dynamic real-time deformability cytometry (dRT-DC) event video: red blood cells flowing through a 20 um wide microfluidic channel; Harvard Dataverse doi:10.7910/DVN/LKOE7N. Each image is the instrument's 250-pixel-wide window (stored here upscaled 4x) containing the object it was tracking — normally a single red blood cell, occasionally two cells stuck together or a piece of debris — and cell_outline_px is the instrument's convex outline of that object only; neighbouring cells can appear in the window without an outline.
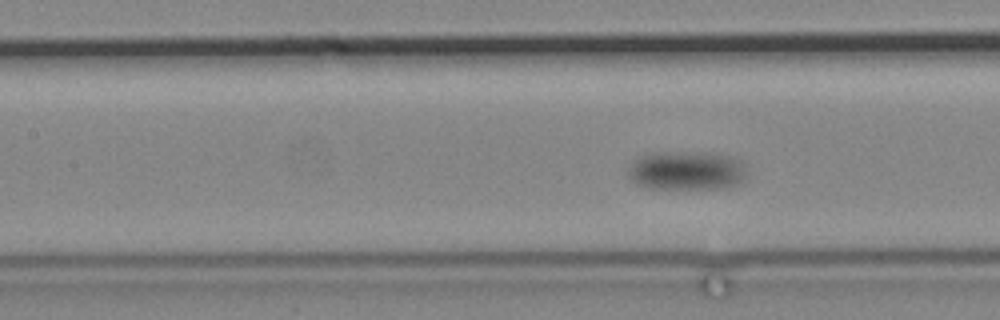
{"species": "common noctule bat (a hibernating species)", "species_latin": "Nyctalus noctula", "temperature_condition": "cold", "stored_images_in_passage": 58, "camera_frame_rate_fps": 3000, "um_per_image_px": 0.085, "animal": {"sex": "male", "body_mass_g": 19.2, "forearm_length_mm": 51.8}, "frame": {"image": 1, "passage_image": 19, "time_ms": 6.0, "image_size_px": [1000, 320], "cell_outline_px": [[744, 172], [740, 180], [736, 184], [724, 188], [648, 188], [636, 184], [628, 176], [628, 168], [632, 160], [636, 156], [656, 152], [712, 152], [728, 156], [740, 160]], "centroid_in_image_um": [58.25, 14.48], "position_along_channel_um": 149.1, "area_um2": 26.88}}
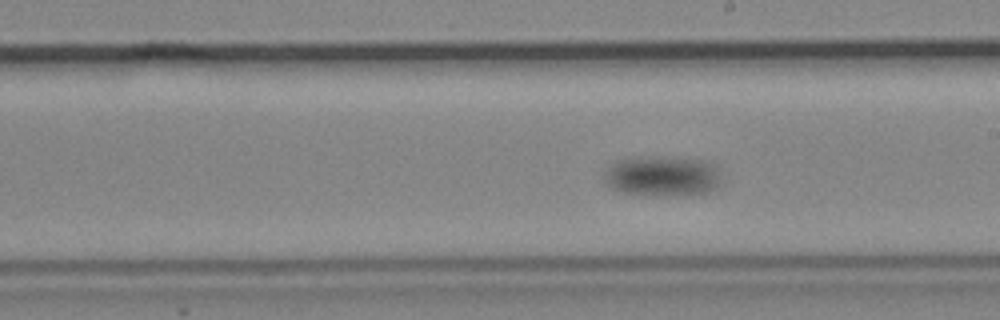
{"frame": {"image": 2, "passage_image": 30, "time_ms": 9.667, "image_size_px": [1000, 320], "cell_outline_px": [[720, 188], [708, 192], [688, 196], [624, 192], [612, 188], [604, 180], [604, 168], [616, 160], [628, 156], [652, 156], [712, 160], [716, 164], [720, 172]], "centroid_in_image_um": [56.35, 14.92], "position_along_channel_um": 232.6, "area_um2": 28.32}}
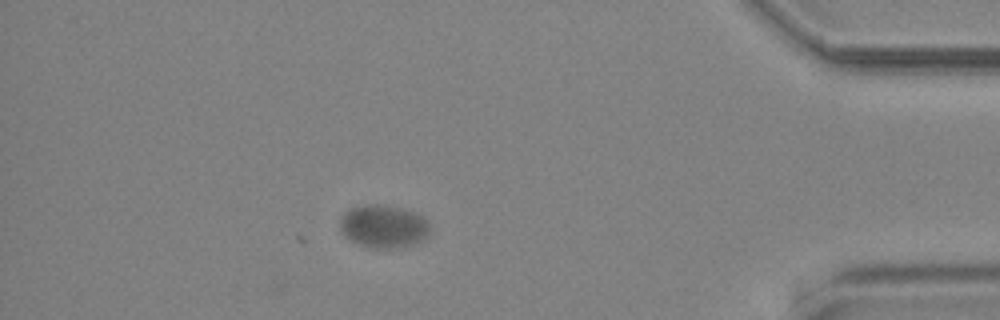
{"frame": {"image": 3, "passage_image": 58, "time_ms": 19.0, "image_size_px": [1000, 320], "cell_outline_px": [[428, 232], [420, 240], [412, 244], [400, 248], [372, 248], [360, 244], [344, 236], [340, 228], [340, 216], [344, 212], [360, 204], [380, 204], [400, 208], [412, 212], [420, 216], [428, 224]], "centroid_in_image_um": [32.52, 19.23], "position_along_channel_um": 402.7, "area_um2": 22.14}}